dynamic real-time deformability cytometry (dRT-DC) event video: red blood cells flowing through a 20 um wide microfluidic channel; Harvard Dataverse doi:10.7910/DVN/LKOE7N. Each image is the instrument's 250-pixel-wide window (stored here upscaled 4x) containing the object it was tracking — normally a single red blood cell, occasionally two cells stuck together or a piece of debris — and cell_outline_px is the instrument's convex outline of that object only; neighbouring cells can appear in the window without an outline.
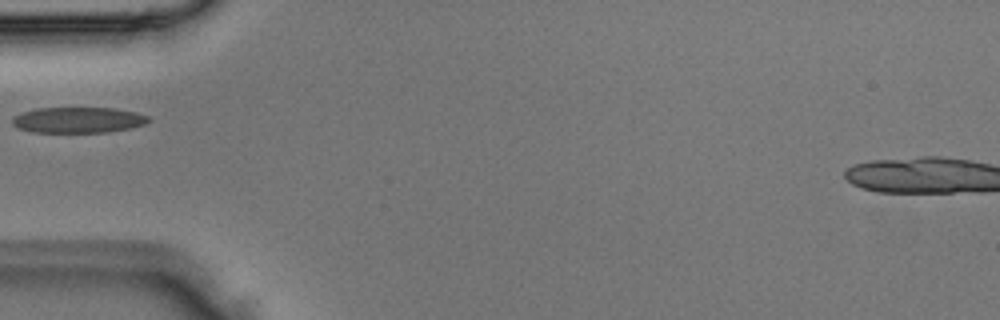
{"species": "Egyptian fruit bat (a non-hibernating species)", "species_latin": "Rousettus aegyptiacus", "temperature_condition": "room temperature", "stored_images_in_passage": 1, "camera_frame_rate_fps": 3000, "um_per_image_px": 0.085, "animal": {"sex": "male"}, "frame": {"image": 1, "passage_image": 1, "time_ms": 0.0, "image_size_px": [1000, 320], "cell_outline_px": [[152, 120], [144, 124], [128, 128], [108, 132], [32, 132], [16, 128], [12, 124], [12, 120], [16, 116], [24, 112], [36, 108], [116, 108], [136, 112], [148, 116]], "centroid_in_image_um": [6.65, 10.2], "position_along_channel_um": 78.3, "area_um2": 20.4}}